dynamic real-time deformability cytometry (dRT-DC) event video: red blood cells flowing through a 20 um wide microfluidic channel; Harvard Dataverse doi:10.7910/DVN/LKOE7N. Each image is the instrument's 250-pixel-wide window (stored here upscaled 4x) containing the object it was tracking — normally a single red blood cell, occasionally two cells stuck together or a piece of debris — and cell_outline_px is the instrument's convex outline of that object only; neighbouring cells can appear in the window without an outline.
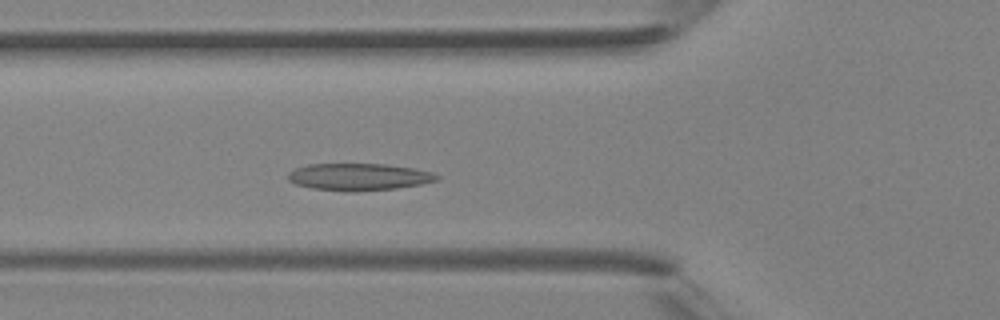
{"species": "Egyptian fruit bat (a non-hibernating species)", "species_latin": "Rousettus aegyptiacus", "temperature_condition": "room temperature", "stored_images_in_passage": 39, "segment_of_instrument_passage": [1, 2], "camera_frame_rate_fps": 3000, "um_per_image_px": 0.085, "animal": {"sex": "female"}, "frame": {"image": 1, "passage_image": 12, "time_ms": 3.667, "image_size_px": [1000, 320], "cell_outline_px": [[440, 176], [436, 180], [420, 184], [396, 188], [352, 192], [312, 188], [296, 184], [288, 180], [288, 172], [296, 168], [308, 164], [388, 164], [412, 168], [432, 172]], "centroid_in_image_um": [30.48, 15.03], "position_along_channel_um": 95.3, "area_um2": 23.35}}
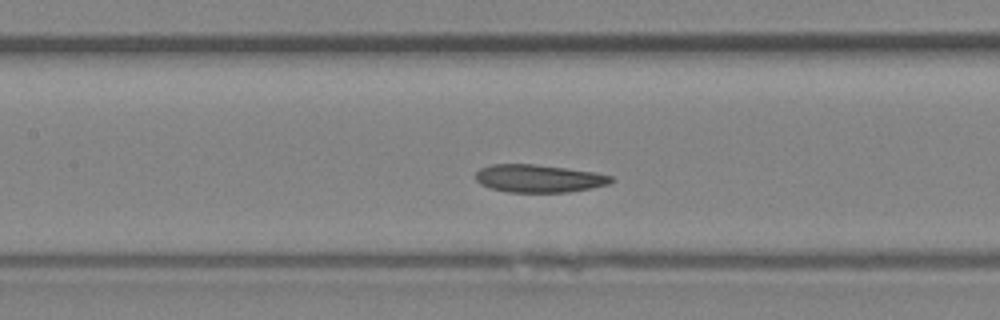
{"frame": {"image": 2, "passage_image": 16, "time_ms": 5.0, "image_size_px": [1000, 320], "cell_outline_px": [[612, 180], [608, 184], [568, 192], [508, 192], [488, 188], [480, 184], [476, 180], [476, 172], [480, 168], [492, 164], [536, 164], [596, 172], [612, 176]], "centroid_in_image_um": [45.75, 15.16], "position_along_channel_um": 161.7, "area_um2": 21.91}}
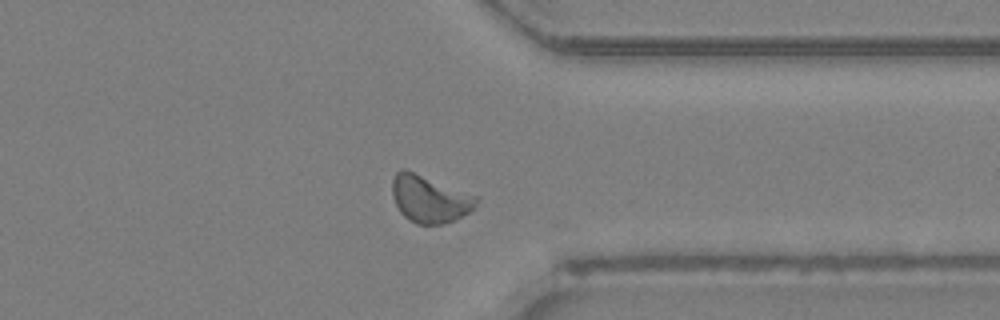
{"frame": {"image": 3, "passage_image": 29, "time_ms": 9.333, "image_size_px": [1000, 320], "cell_outline_px": [[480, 200], [468, 212], [444, 224], [416, 224], [408, 220], [400, 212], [396, 204], [392, 192], [392, 180], [396, 172], [400, 168], [404, 168], [480, 196]], "centroid_in_image_um": [36.51, 16.89], "position_along_channel_um": 374.9, "area_um2": 23.24}}